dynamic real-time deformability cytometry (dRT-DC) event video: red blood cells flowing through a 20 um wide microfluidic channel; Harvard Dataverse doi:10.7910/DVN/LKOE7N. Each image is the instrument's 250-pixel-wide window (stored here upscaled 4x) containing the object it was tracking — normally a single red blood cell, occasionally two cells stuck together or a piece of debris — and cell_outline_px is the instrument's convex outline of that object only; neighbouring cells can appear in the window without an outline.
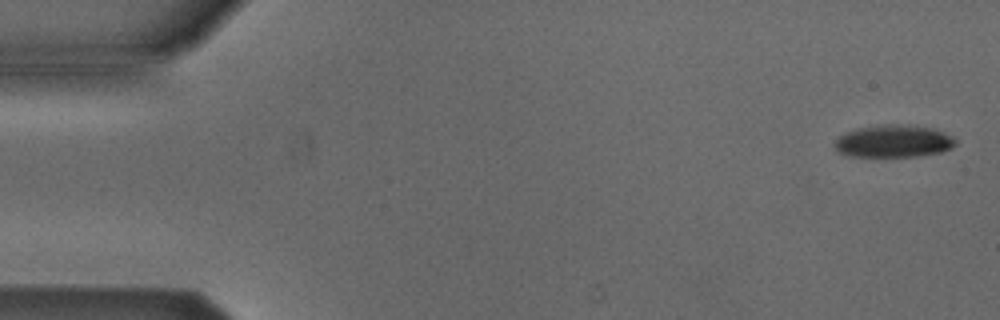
{"species": "Egyptian fruit bat (a non-hibernating species)", "species_latin": "Rousettus aegyptiacus", "temperature_condition": "cold", "stored_images_in_passage": 5, "camera_frame_rate_fps": 3000, "um_per_image_px": 0.085, "animal": {"sex": "male"}, "frame": {"image": 1, "passage_image": 1, "time_ms": 0.0, "image_size_px": [1000, 320], "cell_outline_px": [[956, 144], [952, 148], [940, 152], [920, 156], [848, 156], [836, 152], [832, 144], [844, 132], [856, 128], [888, 124], [932, 128], [944, 132], [952, 136], [956, 140]], "centroid_in_image_um": [75.91, 12.01], "position_along_channel_um": 9.1, "area_um2": 22.83}}
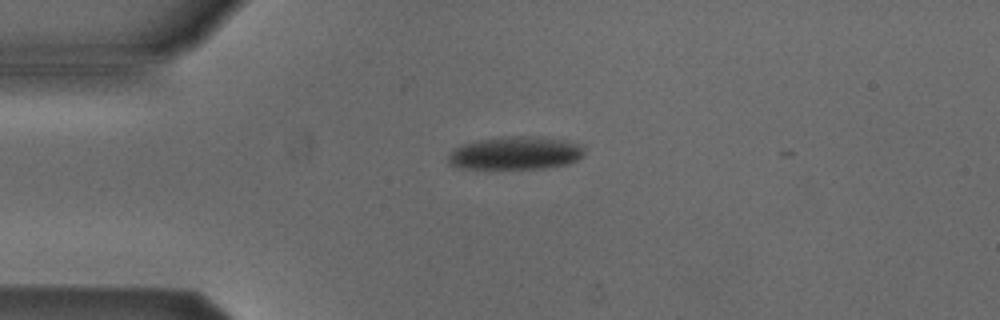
{"frame": {"image": 2, "passage_image": 4, "time_ms": 3.667, "image_size_px": [1000, 320], "cell_outline_px": [[584, 156], [568, 164], [544, 168], [464, 168], [448, 164], [448, 152], [452, 148], [464, 144], [480, 140], [508, 136], [524, 136], [564, 140], [576, 144], [584, 152]], "centroid_in_image_um": [43.76, 13.02], "position_along_channel_um": 41.2, "area_um2": 25.78}}